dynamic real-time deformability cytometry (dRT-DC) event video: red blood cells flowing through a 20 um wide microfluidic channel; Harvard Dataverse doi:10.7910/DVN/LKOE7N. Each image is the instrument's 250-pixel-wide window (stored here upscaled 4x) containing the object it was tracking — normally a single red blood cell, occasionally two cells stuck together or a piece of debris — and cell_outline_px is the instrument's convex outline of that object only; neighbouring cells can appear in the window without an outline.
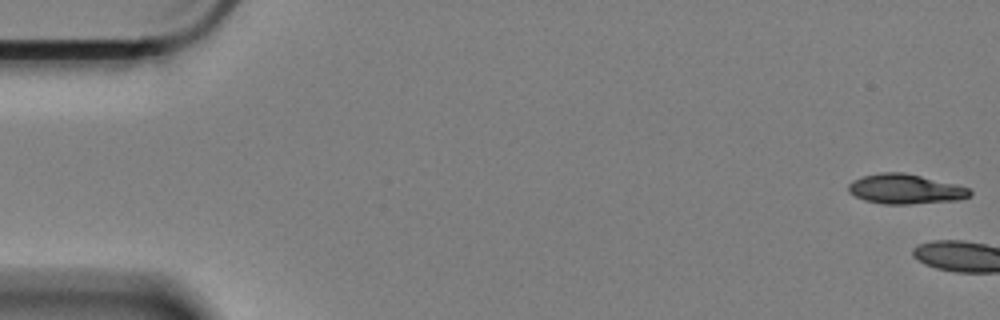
{"species": "Egyptian fruit bat (a non-hibernating species)", "species_latin": "Rousettus aegyptiacus", "temperature_condition": "cold", "stored_images_in_passage": 16, "camera_frame_rate_fps": 3000, "um_per_image_px": 0.085, "animal": {"sex": "female"}, "frame": {"image": 1, "passage_image": 1, "time_ms": 0.0, "image_size_px": [1000, 320], "cell_outline_px": [[972, 192], [968, 196], [956, 200], [908, 204], [884, 204], [864, 200], [848, 192], [848, 184], [852, 180], [864, 176], [880, 172], [904, 172], [968, 188]], "centroid_in_image_um": [76.87, 16.07], "position_along_channel_um": 8.1, "area_um2": 20.69}}